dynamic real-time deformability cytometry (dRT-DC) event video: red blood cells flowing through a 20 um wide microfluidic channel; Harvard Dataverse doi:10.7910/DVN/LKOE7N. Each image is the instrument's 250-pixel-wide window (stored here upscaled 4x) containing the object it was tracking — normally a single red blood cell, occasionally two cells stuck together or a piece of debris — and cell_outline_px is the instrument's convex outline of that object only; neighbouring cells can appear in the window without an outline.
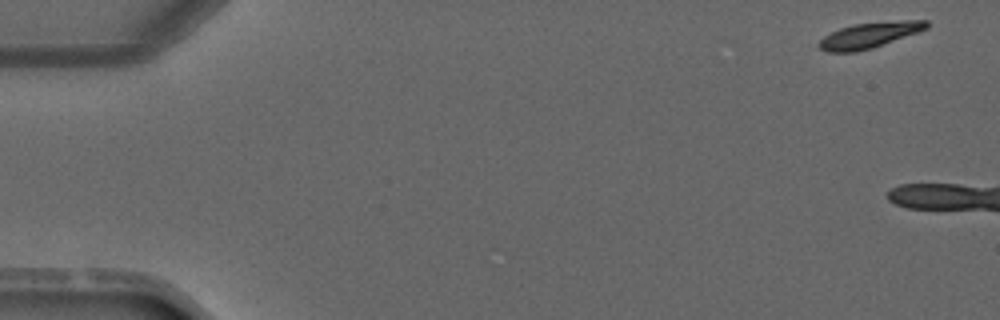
{"species": "common noctule bat (a hibernating species)", "species_latin": "Nyctalus noctula", "temperature_condition": "warm", "stored_images_in_passage": 4, "camera_frame_rate_fps": 3000, "um_per_image_px": 0.085, "animal": {"sex": "male", "forearm_length_mm": 52.5}, "frame": {"image": 1, "passage_image": 1, "time_ms": 0.0, "image_size_px": [1000, 320], "cell_outline_px": [[928, 28], [872, 48], [856, 52], [828, 52], [820, 48], [816, 44], [824, 36], [840, 28], [852, 24], [904, 20], [928, 20]], "centroid_in_image_um": [73.87, 2.99], "position_along_channel_um": 11.1, "area_um2": 15.9}}